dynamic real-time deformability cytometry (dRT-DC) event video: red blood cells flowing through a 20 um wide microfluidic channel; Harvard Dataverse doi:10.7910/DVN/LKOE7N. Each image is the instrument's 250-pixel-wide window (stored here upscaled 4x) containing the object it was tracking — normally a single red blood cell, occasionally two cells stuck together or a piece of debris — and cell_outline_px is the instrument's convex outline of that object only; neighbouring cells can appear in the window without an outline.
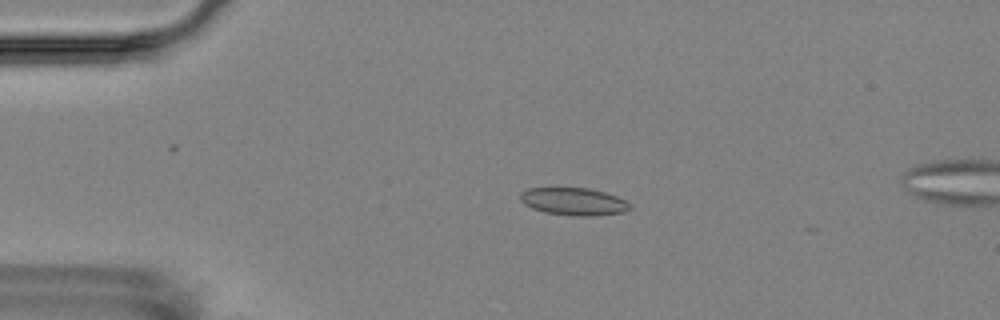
{"species": "Egyptian fruit bat (a non-hibernating species)", "species_latin": "Rousettus aegyptiacus", "temperature_condition": "room temperature", "stored_images_in_passage": 4, "camera_frame_rate_fps": 3000, "um_per_image_px": 0.085, "animal": {"sex": "female"}, "frame": {"image": 1, "passage_image": 1, "time_ms": 0.0, "image_size_px": [1000, 320], "cell_outline_px": [[632, 208], [624, 212], [596, 216], [572, 216], [544, 212], [532, 208], [524, 204], [520, 200], [520, 192], [528, 188], [588, 188], [604, 192], [616, 196], [632, 204]], "centroid_in_image_um": [48.77, 17.14], "position_along_channel_um": 36.2, "area_um2": 17.74}}
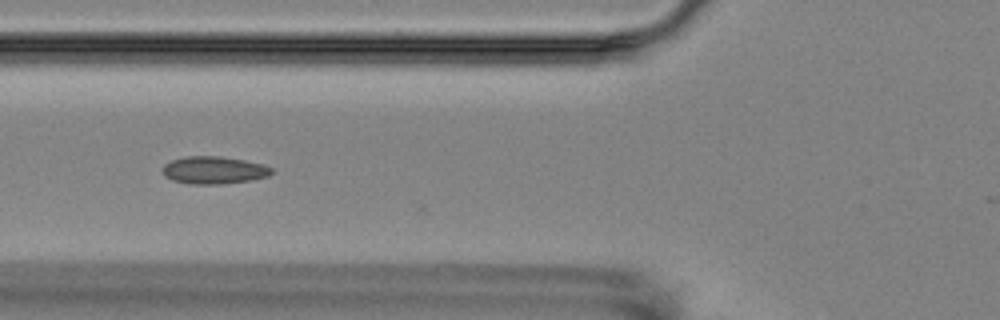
{"frame": {"image": 2, "passage_image": 3, "time_ms": 3.0, "image_size_px": [1000, 320], "cell_outline_px": [[272, 172], [268, 176], [252, 180], [224, 184], [188, 184], [172, 180], [164, 176], [164, 164], [172, 160], [188, 156], [220, 156], [244, 160], [264, 164], [272, 168]], "centroid_in_image_um": [18.2, 14.47], "position_along_channel_um": 107.6, "area_um2": 17.51}}